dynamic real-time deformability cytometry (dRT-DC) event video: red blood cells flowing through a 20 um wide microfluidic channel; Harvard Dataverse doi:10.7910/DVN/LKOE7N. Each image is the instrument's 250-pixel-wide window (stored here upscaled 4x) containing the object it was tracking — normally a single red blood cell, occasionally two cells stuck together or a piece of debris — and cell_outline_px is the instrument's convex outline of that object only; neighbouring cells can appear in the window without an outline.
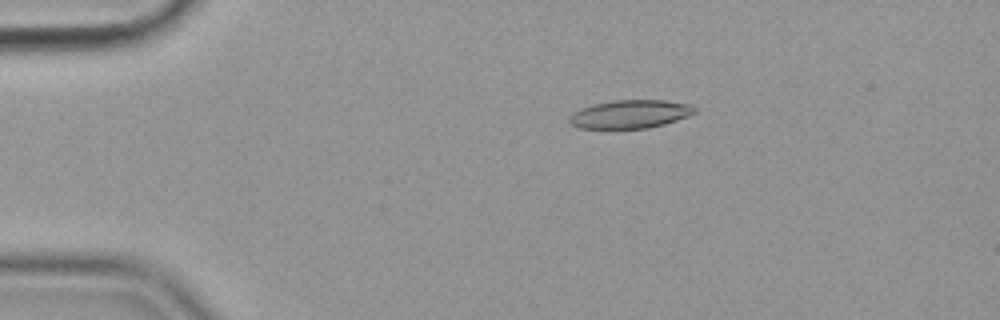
{"species": "common noctule bat (a hibernating species)", "species_latin": "Nyctalus noctula", "temperature_condition": "cold", "stored_images_in_passage": 56, "camera_frame_rate_fps": 3000, "um_per_image_px": 0.085, "animal": {"sex": "female", "body_mass_g": 19.9}, "frame": {"image": 1, "passage_image": 11, "time_ms": 3.333, "image_size_px": [1000, 320], "cell_outline_px": [[696, 112], [688, 116], [664, 124], [648, 128], [580, 128], [572, 124], [568, 120], [568, 116], [572, 112], [580, 108], [592, 104], [616, 100], [664, 100], [688, 104], [696, 108]], "centroid_in_image_um": [53.53, 9.69], "position_along_channel_um": 31.5, "area_um2": 20.63}}
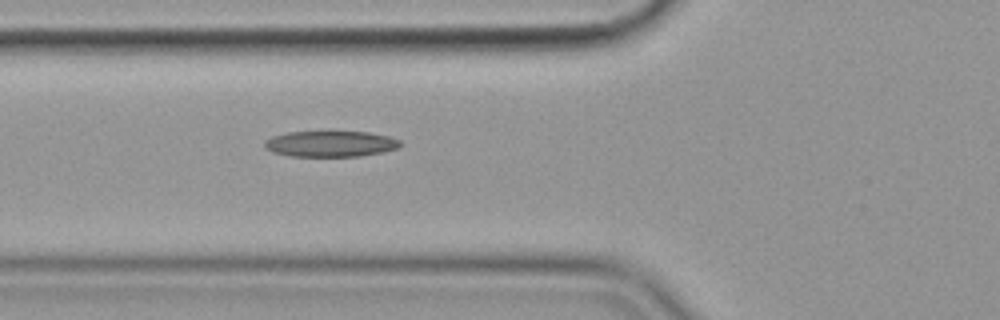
{"frame": {"image": 2, "passage_image": 21, "time_ms": 6.667, "image_size_px": [1000, 320], "cell_outline_px": [[400, 148], [384, 152], [360, 156], [288, 156], [272, 152], [264, 148], [264, 140], [272, 136], [288, 132], [328, 128], [332, 128], [368, 132], [388, 136], [400, 140]], "centroid_in_image_um": [28.07, 12.17], "position_along_channel_um": 97.7, "area_um2": 21.79}}
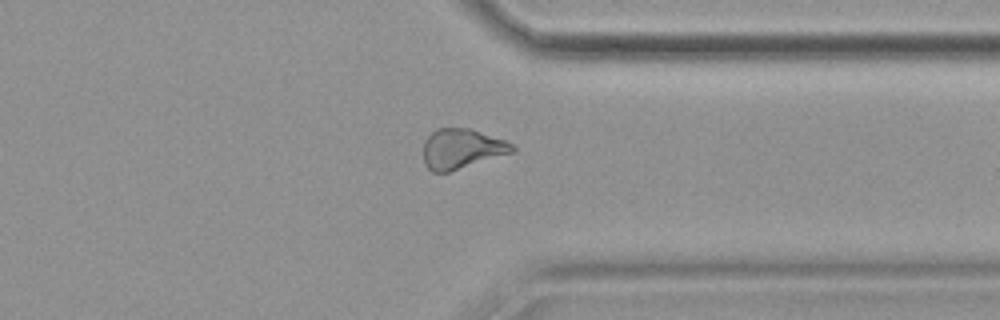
{"frame": {"image": 3, "passage_image": 44, "time_ms": 14.333, "image_size_px": [1000, 320], "cell_outline_px": [[516, 152], [448, 172], [432, 172], [424, 164], [424, 140], [436, 128], [468, 128], [504, 140], [512, 144], [516, 148]], "centroid_in_image_um": [39.25, 12.65], "position_along_channel_um": 372.2, "area_um2": 20.69}, "authors_computed_cell_mechanics": {"area_um2": 20.6635, "velocity_mm_per_s": 3.5927, "shape_relaxation_time_tau1_ms": null, "shape_relaxation_time_tau2_ms": 9.1597, "deformation_change_tau1": null, "deformation_change_tau2": 0.2103}}